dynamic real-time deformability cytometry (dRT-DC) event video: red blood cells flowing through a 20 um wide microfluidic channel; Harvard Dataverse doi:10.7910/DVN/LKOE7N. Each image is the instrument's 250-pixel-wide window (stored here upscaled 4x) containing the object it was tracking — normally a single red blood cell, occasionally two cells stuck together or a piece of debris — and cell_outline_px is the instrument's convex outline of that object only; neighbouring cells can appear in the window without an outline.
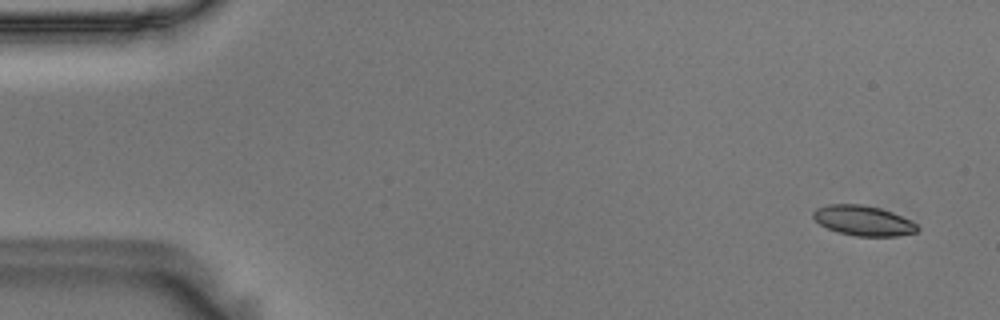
{"species": "Egyptian fruit bat (a non-hibernating species)", "species_latin": "Rousettus aegyptiacus", "temperature_condition": "room temperature", "stored_images_in_passage": 54, "camera_frame_rate_fps": 3000, "um_per_image_px": 0.085, "animal": {"sex": "male"}, "frame": {"image": 1, "passage_image": 1, "time_ms": 0.0, "image_size_px": [1000, 320], "cell_outline_px": [[920, 228], [916, 232], [896, 236], [856, 236], [836, 232], [820, 224], [812, 216], [812, 212], [816, 208], [828, 204], [860, 204], [880, 208], [892, 212], [916, 224]], "centroid_in_image_um": [73.34, 18.75], "position_along_channel_um": 11.7, "area_um2": 18.15}}
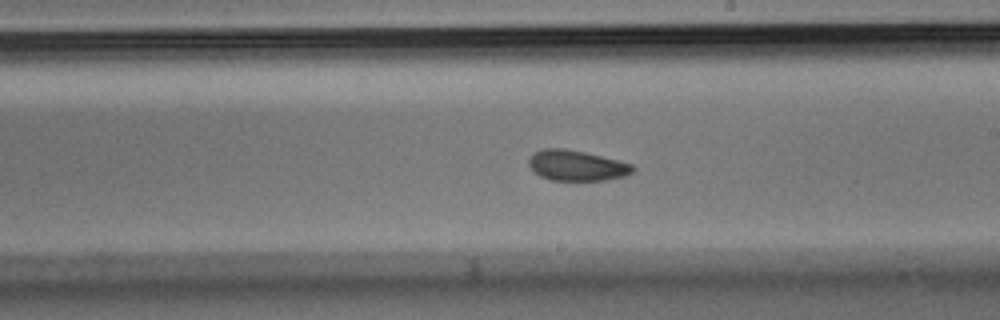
{"frame": {"image": 2, "passage_image": 30, "time_ms": 9.667, "image_size_px": [1000, 320], "cell_outline_px": [[636, 168], [632, 172], [624, 176], [604, 180], [552, 180], [540, 176], [528, 164], [528, 160], [536, 152], [544, 148], [564, 148], [584, 152], [632, 164]], "centroid_in_image_um": [49.02, 14.07], "position_along_channel_um": 240.0, "area_um2": 18.15}}
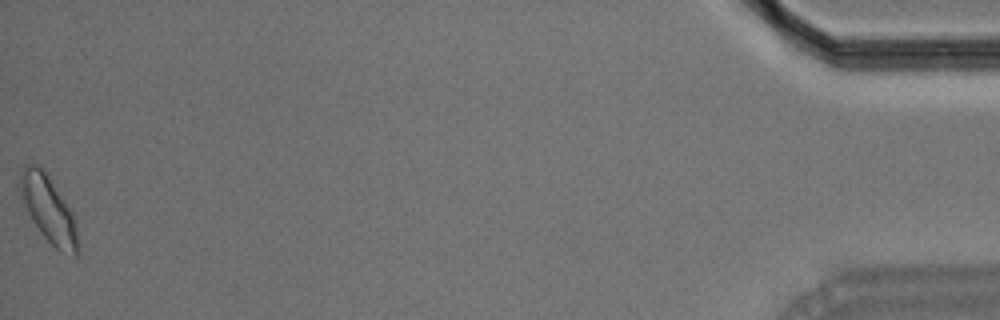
{"frame": {"image": 3, "passage_image": 54, "time_ms": 17.667, "image_size_px": [1000, 320], "cell_outline_px": [[80, 252], [76, 256], [60, 252], [40, 232], [32, 220], [16, 188], [16, 184], [20, 172], [24, 164], [36, 164], [48, 176], [72, 212], [76, 224], [80, 244]], "centroid_in_image_um": [4.1, 17.8], "position_along_channel_um": 431.1, "area_um2": 22.66}, "authors_computed_cell_mechanics": {"area_um2": 18.9295, "velocity_mm_per_s": 3.6116, "shape_relaxation_time_tau1_ms": 5.8317, "shape_relaxation_time_tau2_ms": 4.7898, "deformation_change_tau1": 0.0949, "deformation_change_tau2": 0.0896}}